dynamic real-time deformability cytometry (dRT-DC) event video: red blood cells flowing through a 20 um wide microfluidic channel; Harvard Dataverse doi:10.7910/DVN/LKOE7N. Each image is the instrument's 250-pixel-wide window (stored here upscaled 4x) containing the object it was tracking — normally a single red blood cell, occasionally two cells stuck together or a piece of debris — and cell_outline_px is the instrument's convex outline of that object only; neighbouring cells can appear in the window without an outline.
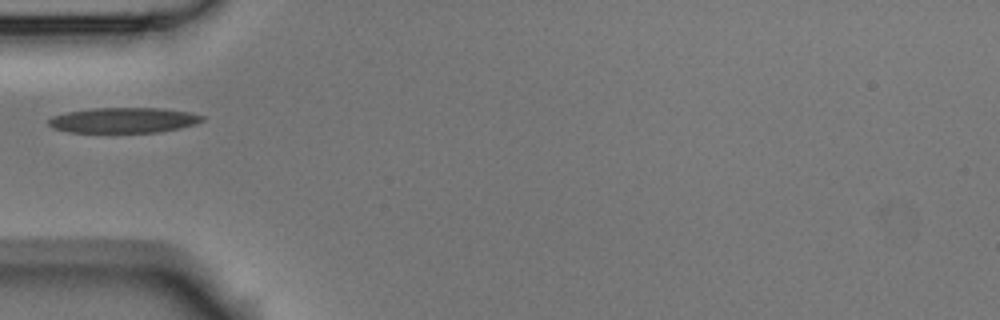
{"species": "Egyptian fruit bat (a non-hibernating species)", "species_latin": "Rousettus aegyptiacus", "temperature_condition": "room temperature", "stored_images_in_passage": 4, "camera_frame_rate_fps": 3000, "um_per_image_px": 0.085, "animal": {"sex": "male"}, "frame": {"image": 1, "passage_image": 4, "time_ms": 1.0, "image_size_px": [1000, 320], "cell_outline_px": [[204, 120], [196, 124], [180, 128], [160, 132], [68, 132], [52, 128], [48, 124], [48, 120], [52, 116], [68, 112], [92, 108], [164, 108], [188, 112], [204, 116]], "centroid_in_image_um": [10.51, 10.22], "position_along_channel_um": 74.5, "area_um2": 22.72}}